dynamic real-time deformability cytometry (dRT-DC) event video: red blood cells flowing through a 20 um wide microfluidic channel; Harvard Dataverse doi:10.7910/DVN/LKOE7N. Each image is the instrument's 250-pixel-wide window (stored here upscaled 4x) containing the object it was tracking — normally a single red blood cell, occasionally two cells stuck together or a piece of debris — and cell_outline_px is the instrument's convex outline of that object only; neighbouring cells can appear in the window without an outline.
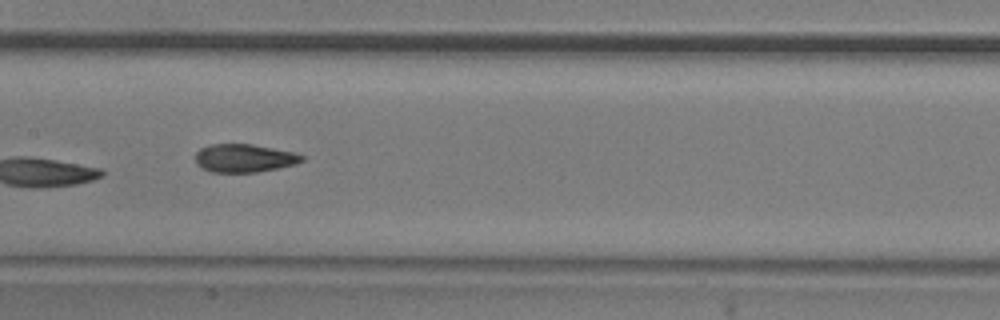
{"species": "common noctule bat (a hibernating species)", "species_latin": "Nyctalus noctula", "temperature_condition": "room temperature", "stored_images_in_passage": 26, "camera_frame_rate_fps": 3000, "um_per_image_px": 0.085, "animal": {"sex": "male", "body_mass_g": 20.5, "forearm_length_mm": 52.5}, "frame": {"image": 1, "passage_image": 12, "time_ms": 3.667, "image_size_px": [1000, 320], "cell_outline_px": [[304, 160], [296, 164], [256, 172], [212, 172], [196, 164], [196, 152], [200, 148], [208, 144], [252, 144], [296, 152], [304, 156]], "centroid_in_image_um": [20.77, 13.43], "position_along_channel_um": 186.6, "area_um2": 17.51}, "authors_computed_cell_mechanics": {"area_um2": 18.3226, "velocity_mm_per_s": 3.8683, "shape_relaxation_time_tau1_ms": 1.7667, "shape_relaxation_time_tau2_ms": 1.1664, "deformation_change_tau1": 0.0614, "deformation_change_tau2": 0.0538}}